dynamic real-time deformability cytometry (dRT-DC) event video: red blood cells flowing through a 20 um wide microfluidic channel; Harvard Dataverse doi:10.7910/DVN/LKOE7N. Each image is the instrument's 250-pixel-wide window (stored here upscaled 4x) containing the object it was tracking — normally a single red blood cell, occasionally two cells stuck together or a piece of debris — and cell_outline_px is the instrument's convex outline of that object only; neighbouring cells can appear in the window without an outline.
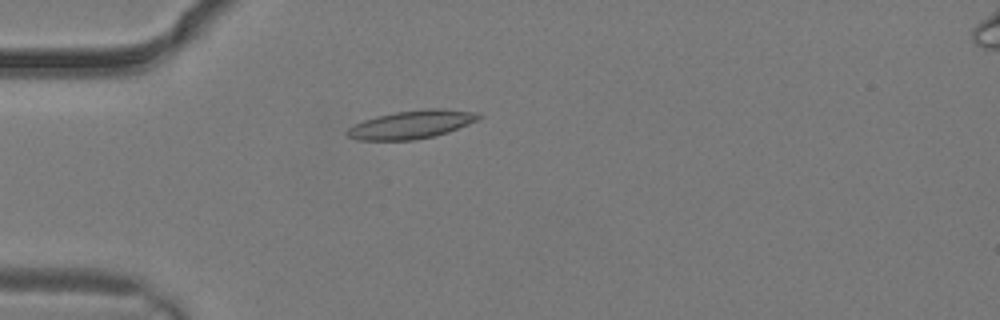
{"species": "common noctule bat (a hibernating species)", "species_latin": "Nyctalus noctula", "temperature_condition": "warm", "stored_images_in_passage": 3, "camera_frame_rate_fps": 3000, "um_per_image_px": 0.085, "animal": {"sex": "male", "body_mass_g": 19.2, "forearm_length_mm": 51.8}, "frame": {"image": 1, "passage_image": 3, "time_ms": 0.667, "image_size_px": [1000, 320], "cell_outline_px": [[484, 116], [480, 120], [448, 132], [416, 140], [356, 140], [348, 136], [344, 132], [348, 128], [364, 120], [376, 116], [396, 112], [428, 108], [444, 108], [476, 112]], "centroid_in_image_um": [35.02, 10.58], "position_along_channel_um": 50.0, "area_um2": 21.79}}